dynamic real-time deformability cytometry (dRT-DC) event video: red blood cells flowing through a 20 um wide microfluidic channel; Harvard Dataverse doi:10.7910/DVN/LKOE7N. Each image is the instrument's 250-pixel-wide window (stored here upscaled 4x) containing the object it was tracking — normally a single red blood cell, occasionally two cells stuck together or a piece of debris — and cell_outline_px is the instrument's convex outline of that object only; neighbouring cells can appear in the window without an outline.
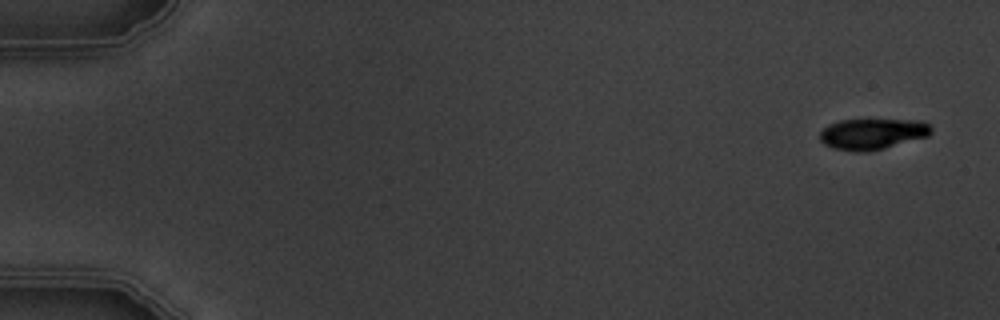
{"species": "common noctule bat (a hibernating species)", "species_latin": "Nyctalus noctula", "temperature_condition": "warm", "stored_images_in_passage": 5, "camera_frame_rate_fps": 3000, "um_per_image_px": 0.085, "animal": {"sex": "male", "body_mass_g": 19.5, "forearm_length_mm": 54.6}, "frame": {"image": 1, "passage_image": 1, "time_ms": 0.0, "image_size_px": [1000, 320], "cell_outline_px": [[932, 132], [928, 136], [884, 148], [868, 152], [856, 152], [832, 148], [824, 144], [820, 140], [820, 132], [828, 124], [840, 120], [920, 120], [928, 124], [932, 128]], "centroid_in_image_um": [74.14, 11.39], "position_along_channel_um": 10.9, "area_um2": 20.06}}
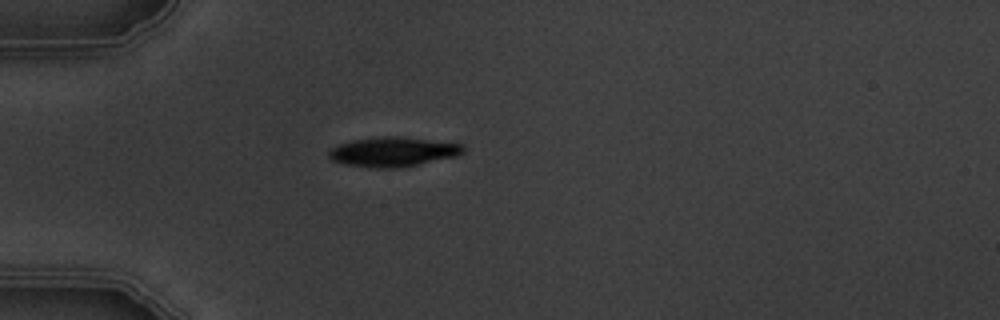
{"frame": {"image": 2, "passage_image": 5, "time_ms": 4.667, "image_size_px": [1000, 320], "cell_outline_px": [[464, 152], [456, 156], [400, 168], [368, 168], [344, 164], [332, 160], [328, 156], [328, 152], [332, 148], [340, 144], [352, 140], [384, 136], [400, 136], [464, 144]], "centroid_in_image_um": [33.4, 12.91], "position_along_channel_um": 51.6, "area_um2": 23.24}}